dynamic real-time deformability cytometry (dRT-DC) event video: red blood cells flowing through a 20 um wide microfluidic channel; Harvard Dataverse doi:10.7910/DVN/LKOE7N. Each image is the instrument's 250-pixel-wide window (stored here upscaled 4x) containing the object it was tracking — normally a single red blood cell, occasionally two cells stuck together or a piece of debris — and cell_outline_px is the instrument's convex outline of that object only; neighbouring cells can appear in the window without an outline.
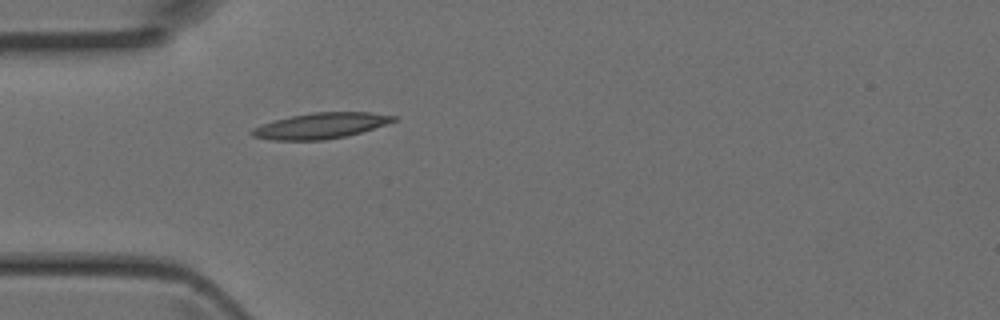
{"species": "Egyptian fruit bat (a non-hibernating species)", "species_latin": "Rousettus aegyptiacus", "temperature_condition": "room temperature", "stored_images_in_passage": 4, "camera_frame_rate_fps": 3000, "um_per_image_px": 0.085, "animal": {"sex": "female"}, "frame": {"image": 1, "passage_image": 4, "time_ms": 1.0, "image_size_px": [1000, 320], "cell_outline_px": [[400, 116], [396, 120], [360, 132], [344, 136], [324, 140], [272, 140], [252, 136], [248, 132], [252, 128], [276, 120], [292, 116], [312, 112], [372, 112]], "centroid_in_image_um": [27.26, 10.68], "position_along_channel_um": 57.7, "area_um2": 21.04}}